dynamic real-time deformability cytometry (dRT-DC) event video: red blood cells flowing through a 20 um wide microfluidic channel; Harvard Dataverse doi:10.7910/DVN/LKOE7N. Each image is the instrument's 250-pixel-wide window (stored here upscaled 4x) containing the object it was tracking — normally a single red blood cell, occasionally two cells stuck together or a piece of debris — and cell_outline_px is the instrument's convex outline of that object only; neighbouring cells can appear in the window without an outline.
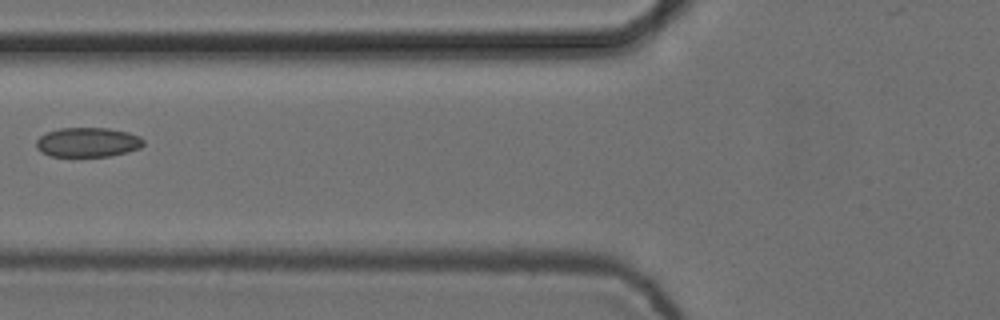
{"species": "common noctule bat (a hibernating species)", "species_latin": "Nyctalus noctula", "temperature_condition": "cold", "stored_images_in_passage": 6, "camera_frame_rate_fps": 3000, "um_per_image_px": 0.085, "animal": {"sex": "female", "body_mass_g": 24.6, "forearm_length_mm": 56.2}, "frame": {"image": 1, "passage_image": 6, "time_ms": 1.667, "image_size_px": [1000, 320], "cell_outline_px": [[144, 144], [140, 148], [128, 152], [108, 156], [48, 156], [40, 152], [36, 148], [36, 140], [40, 136], [48, 132], [60, 128], [108, 128], [128, 132], [140, 136], [144, 140]], "centroid_in_image_um": [7.46, 12.09], "position_along_channel_um": 118.3, "area_um2": 18.55}}